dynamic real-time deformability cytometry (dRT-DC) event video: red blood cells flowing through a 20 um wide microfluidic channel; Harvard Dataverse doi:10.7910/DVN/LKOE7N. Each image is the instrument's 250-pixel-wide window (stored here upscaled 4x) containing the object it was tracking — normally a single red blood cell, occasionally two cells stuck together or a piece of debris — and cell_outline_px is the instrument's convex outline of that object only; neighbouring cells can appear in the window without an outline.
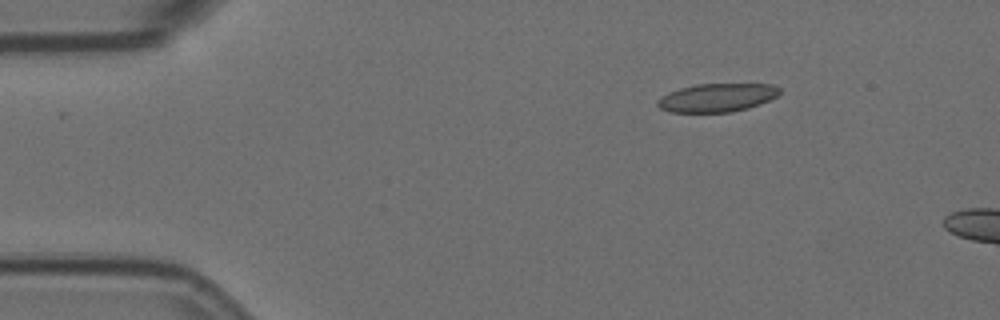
{"species": "Egyptian fruit bat (a non-hibernating species)", "species_latin": "Rousettus aegyptiacus", "temperature_condition": "room temperature", "stored_images_in_passage": 13, "camera_frame_rate_fps": 3000, "um_per_image_px": 0.085, "animal": {"sex": "female"}, "frame": {"image": 1, "passage_image": 1, "time_ms": 0.0, "image_size_px": [1000, 320], "cell_outline_px": [[780, 92], [776, 96], [760, 104], [748, 108], [732, 112], [668, 112], [660, 108], [656, 104], [656, 100], [668, 92], [680, 88], [696, 84], [772, 84], [780, 88]], "centroid_in_image_um": [60.92, 8.3], "position_along_channel_um": 24.1, "area_um2": 20.23}}
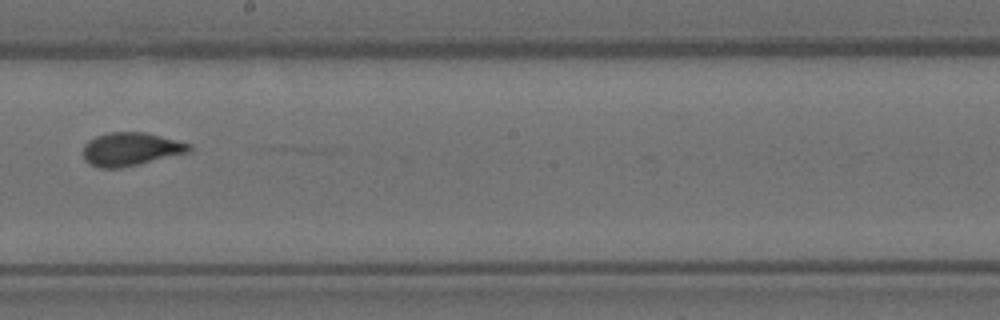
{"frame": {"image": 2, "passage_image": 7, "time_ms": 2.0, "image_size_px": [1000, 320], "cell_outline_px": [[192, 152], [120, 168], [100, 168], [88, 164], [84, 160], [84, 144], [88, 140], [96, 136], [108, 132], [144, 132], [192, 144]], "centroid_in_image_um": [11.12, 12.68], "position_along_channel_um": 237.1, "area_um2": 20.69}}
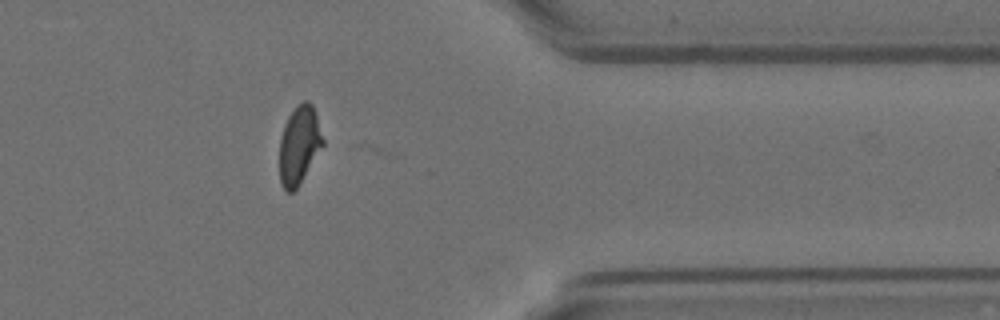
{"frame": {"image": 3, "passage_image": 11, "time_ms": 3.333, "image_size_px": [1000, 320], "cell_outline_px": [[324, 144], [296, 188], [292, 192], [288, 192], [280, 184], [280, 136], [284, 124], [288, 116], [296, 104], [304, 100], [308, 100], [312, 104], [316, 112], [324, 140]], "centroid_in_image_um": [25.43, 12.26], "position_along_channel_um": 386.0, "area_um2": 19.77}}